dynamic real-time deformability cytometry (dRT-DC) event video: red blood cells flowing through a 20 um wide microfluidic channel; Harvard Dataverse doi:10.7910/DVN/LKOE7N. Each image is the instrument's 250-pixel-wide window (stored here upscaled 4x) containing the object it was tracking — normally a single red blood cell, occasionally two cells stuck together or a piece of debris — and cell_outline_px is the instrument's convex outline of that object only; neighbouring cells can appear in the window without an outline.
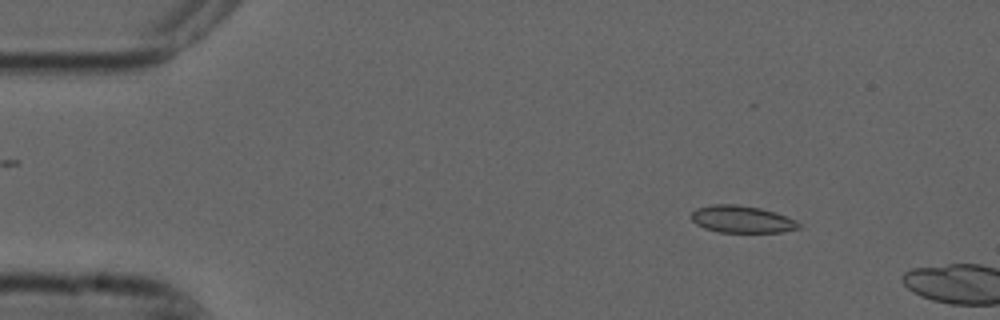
{"species": "common noctule bat (a hibernating species)", "species_latin": "Nyctalus noctula", "temperature_condition": "cold", "stored_images_in_passage": 3, "camera_frame_rate_fps": 3000, "um_per_image_px": 0.085, "animal": {"sex": "male", "forearm_length_mm": 52.5}, "frame": {"image": 1, "passage_image": 2, "time_ms": 0.333, "image_size_px": [1000, 320], "cell_outline_px": [[800, 228], [784, 232], [720, 232], [704, 228], [696, 224], [692, 220], [692, 212], [696, 208], [712, 204], [736, 204], [760, 208], [776, 212], [796, 220], [800, 224]], "centroid_in_image_um": [63.07, 18.63], "position_along_channel_um": 21.9, "area_um2": 17.05}}